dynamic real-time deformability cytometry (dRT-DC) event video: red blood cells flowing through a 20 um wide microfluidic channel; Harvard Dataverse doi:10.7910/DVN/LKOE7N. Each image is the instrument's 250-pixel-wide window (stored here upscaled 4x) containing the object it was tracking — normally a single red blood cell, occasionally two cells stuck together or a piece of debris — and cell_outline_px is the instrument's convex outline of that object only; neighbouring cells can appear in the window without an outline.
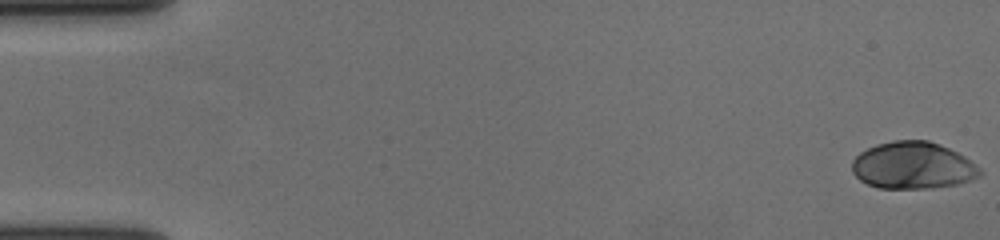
{"species": "human", "species_latin": "Homo sapiens", "temperature_condition": "cold", "stored_images_in_passage": 58, "camera_frame_rate_fps": 3000, "um_per_image_px": 0.085, "donor": {"sex": "female"}, "frame": {"image": 1, "passage_image": 1, "time_ms": 0.0, "image_size_px": [1000, 240], "cell_outline_px": [[984, 172], [980, 176], [956, 184], [932, 188], [880, 188], [868, 184], [860, 180], [852, 172], [852, 160], [860, 152], [876, 144], [892, 140], [928, 140], [940, 144], [964, 156], [976, 164]], "centroid_in_image_um": [77.59, 14.06], "position_along_channel_um": 7.4, "area_um2": 35.08}}
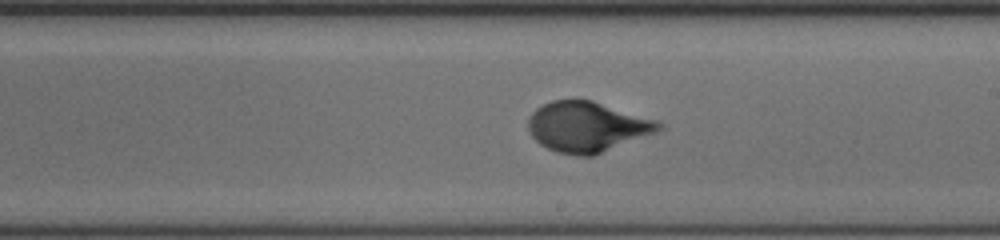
{"frame": {"image": 2, "passage_image": 34, "time_ms": 11.0, "image_size_px": [1000, 240], "cell_outline_px": [[664, 128], [656, 132], [592, 156], [576, 156], [556, 152], [540, 144], [532, 136], [528, 128], [528, 116], [536, 108], [552, 100], [592, 100], [656, 120], [664, 124]], "centroid_in_image_um": [49.89, 10.78], "position_along_channel_um": 239.1, "area_um2": 38.09}}
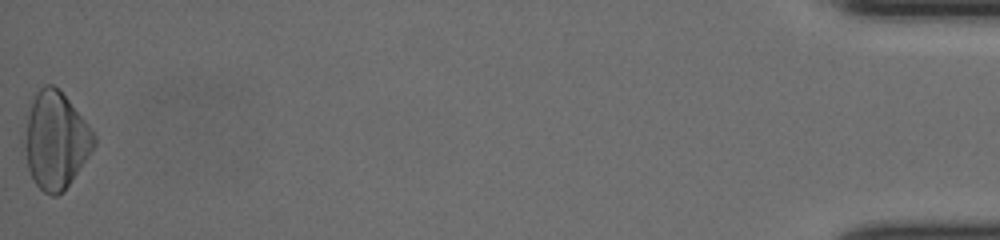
{"frame": {"image": 3, "passage_image": 58, "time_ms": 19.0, "image_size_px": [1000, 240], "cell_outline_px": [[96, 144], [64, 192], [56, 196], [52, 196], [44, 192], [36, 184], [28, 168], [24, 144], [28, 116], [32, 96], [44, 84], [52, 84], [68, 100], [88, 124], [96, 136]], "centroid_in_image_um": [4.74, 11.94], "position_along_channel_um": 430.5, "area_um2": 38.67}, "authors_computed_cell_mechanics": {"area_um2": 35.9805, "velocity_mm_per_s": 3.6263, "shape_relaxation_time_tau1_ms": 4.3223, "shape_relaxation_time_tau2_ms": null, "deformation_change_tau1": 0.2022, "deformation_change_tau2": null}}